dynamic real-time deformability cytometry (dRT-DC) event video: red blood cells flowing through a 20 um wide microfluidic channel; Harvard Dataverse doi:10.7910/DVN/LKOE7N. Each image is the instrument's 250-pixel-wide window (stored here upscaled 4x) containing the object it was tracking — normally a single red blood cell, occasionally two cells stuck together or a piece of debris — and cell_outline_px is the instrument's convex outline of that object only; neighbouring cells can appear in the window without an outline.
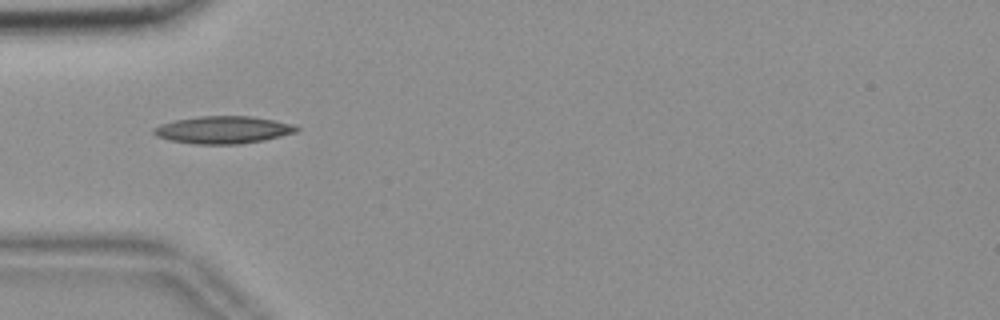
{"species": "common noctule bat (a hibernating species)", "species_latin": "Nyctalus noctula", "temperature_condition": "room temperature", "stored_images_in_passage": 36, "camera_frame_rate_fps": 3000, "um_per_image_px": 0.085, "animal": {"sex": "female", "body_mass_g": 18.4}, "frame": {"image": 1, "passage_image": 1, "time_ms": 0.0, "image_size_px": [1000, 320], "cell_outline_px": [[300, 128], [296, 132], [264, 140], [240, 144], [196, 144], [168, 140], [156, 136], [152, 132], [152, 128], [160, 124], [176, 120], [200, 116], [252, 116], [292, 124]], "centroid_in_image_um": [18.93, 11.04], "position_along_channel_um": 66.1, "area_um2": 22.77}}
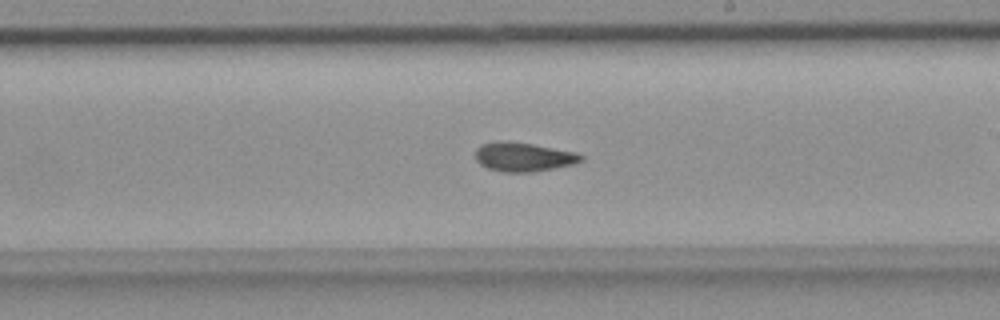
{"frame": {"image": 2, "passage_image": 12, "time_ms": 3.667, "image_size_px": [1000, 320], "cell_outline_px": [[584, 160], [572, 164], [532, 172], [504, 172], [488, 168], [480, 164], [476, 160], [476, 148], [480, 144], [504, 140], [532, 144], [576, 152], [584, 156]], "centroid_in_image_um": [44.48, 13.33], "position_along_channel_um": 244.5, "area_um2": 17.8}}
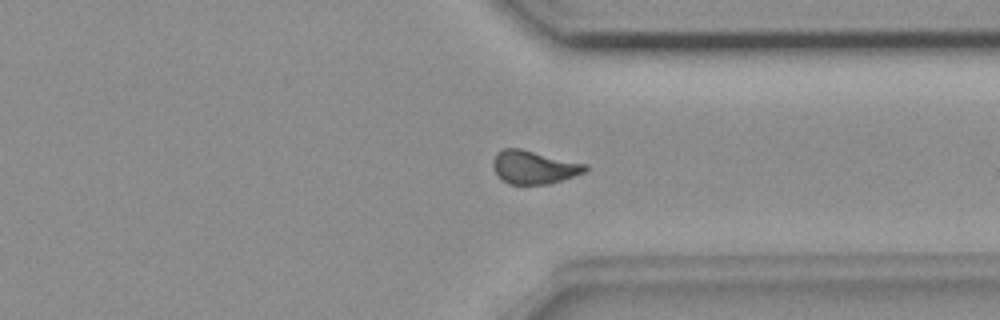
{"frame": {"image": 3, "passage_image": 22, "time_ms": 7.0, "image_size_px": [1000, 320], "cell_outline_px": [[588, 168], [584, 172], [548, 184], [508, 184], [496, 172], [492, 164], [492, 160], [496, 152], [504, 148], [520, 148], [588, 164]], "centroid_in_image_um": [45.37, 14.19], "position_along_channel_um": 366.0, "area_um2": 17.74}, "authors_computed_cell_mechanics": {"area_um2": 17.6868, "velocity_mm_per_s": 3.6424, "shape_relaxation_time_tau1_ms": 1.6729, "shape_relaxation_time_tau2_ms": 1.0095, "deformation_change_tau1": 0.13, "deformation_change_tau2": 0.0755}}